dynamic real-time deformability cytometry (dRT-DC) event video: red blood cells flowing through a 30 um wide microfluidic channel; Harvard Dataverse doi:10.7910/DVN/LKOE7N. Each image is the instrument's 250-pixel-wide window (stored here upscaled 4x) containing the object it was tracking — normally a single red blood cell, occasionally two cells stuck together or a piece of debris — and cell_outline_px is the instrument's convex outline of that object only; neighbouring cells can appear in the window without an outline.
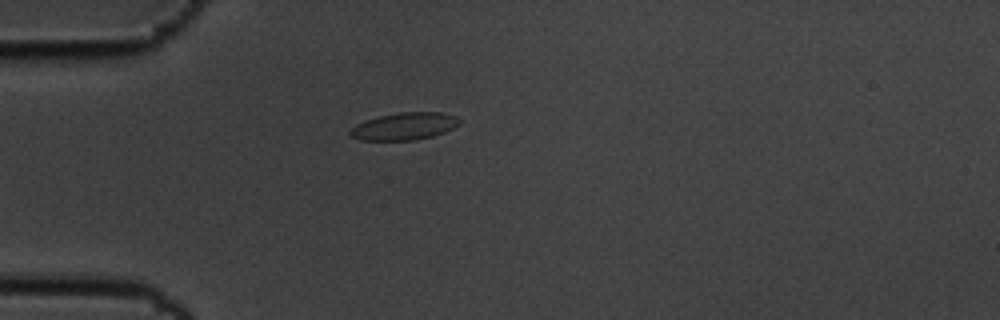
{"species": "common noctule bat (a hibernating species)", "species_latin": "Nyctalus noctula", "temperature_condition": "cold", "stored_images_in_passage": 43, "camera_frame_rate_fps": 3000, "um_per_image_px": 0.085, "animal": {"sex": "male", "body_mass_g": 19.5, "forearm_length_mm": 54.6}, "frame": {"image": 1, "passage_image": 1, "time_ms": 0.0, "image_size_px": [1000, 320], "cell_outline_px": [[460, 124], [444, 132], [432, 136], [416, 140], [360, 140], [352, 136], [348, 132], [356, 124], [364, 120], [380, 116], [400, 112], [444, 112], [456, 116], [460, 120]], "centroid_in_image_um": [34.38, 10.73], "position_along_channel_um": 50.6, "area_um2": 17.4}}
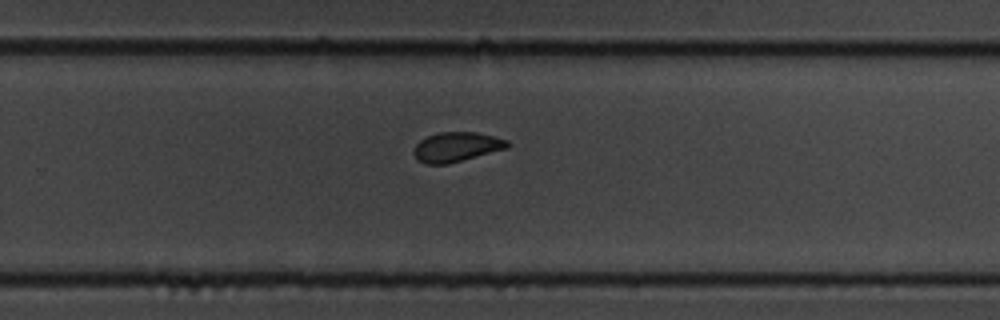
{"frame": {"image": 2, "passage_image": 23, "time_ms": 7.333, "image_size_px": [1000, 320], "cell_outline_px": [[512, 144], [508, 148], [448, 164], [428, 164], [416, 160], [412, 152], [416, 144], [420, 140], [428, 136], [440, 132], [476, 132], [508, 140]], "centroid_in_image_um": [38.8, 12.49], "position_along_channel_um": 291.0, "area_um2": 16.24}}
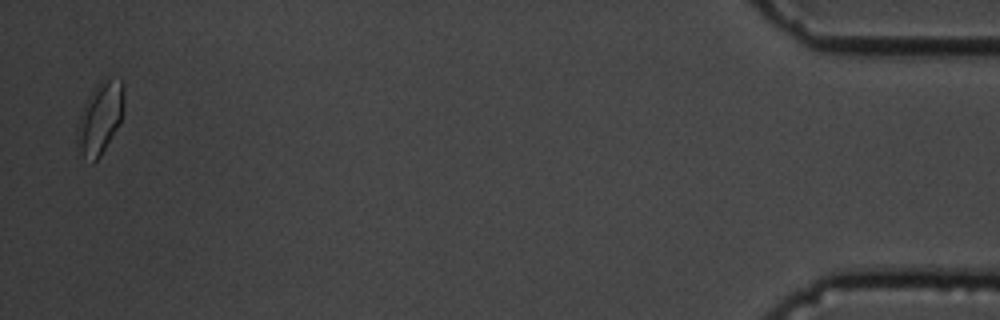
{"frame": {"image": 3, "passage_image": 42, "time_ms": 13.667, "image_size_px": [1000, 320], "cell_outline_px": [[124, 116], [120, 124], [100, 156], [92, 164], [76, 148], [76, 128], [80, 112], [92, 92], [100, 80], [104, 76], [108, 76], [120, 80], [124, 84]], "centroid_in_image_um": [8.52, 10.02], "position_along_channel_um": 426.7, "area_um2": 20.11}, "authors_computed_cell_mechanics": {"area_um2": 16.9932, "velocity_mm_per_s": 3.4599, "shape_relaxation_time_tau1_ms": 4.748, "shape_relaxation_time_tau2_ms": 1.4318, "deformation_change_tau1": 0.0881, "deformation_change_tau2": 0.0483}}